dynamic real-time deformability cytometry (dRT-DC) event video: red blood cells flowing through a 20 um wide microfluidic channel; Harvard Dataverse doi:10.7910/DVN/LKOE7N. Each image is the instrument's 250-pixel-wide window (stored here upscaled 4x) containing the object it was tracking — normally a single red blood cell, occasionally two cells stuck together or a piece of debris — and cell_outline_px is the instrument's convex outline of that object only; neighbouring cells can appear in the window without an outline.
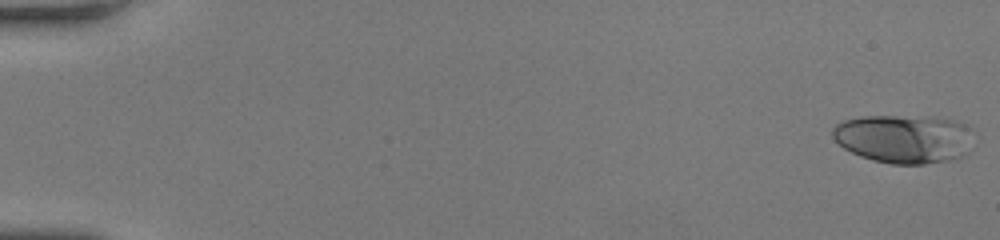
{"species": "human", "species_latin": "Homo sapiens", "temperature_condition": "room temperature", "stored_images_in_passage": 56, "camera_frame_rate_fps": 3000, "um_per_image_px": 0.085, "donor": {"sex": "female"}, "frame": {"image": 1, "passage_image": 1, "time_ms": 0.0, "image_size_px": [1000, 240], "cell_outline_px": [[972, 148], [964, 156], [948, 160], [924, 164], [892, 164], [872, 160], [860, 156], [844, 148], [832, 136], [832, 128], [836, 124], [844, 120], [860, 116], [896, 116], [952, 120], [964, 124], [972, 128]], "centroid_in_image_um": [76.85, 11.81], "position_along_channel_um": 8.2, "area_um2": 39.94}}
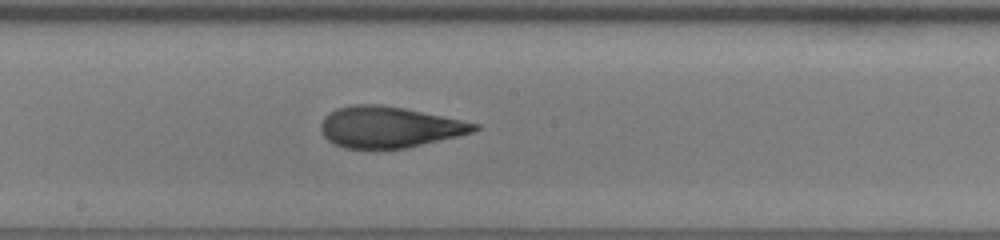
{"frame": {"image": 2, "passage_image": 32, "time_ms": 10.333, "image_size_px": [1000, 240], "cell_outline_px": [[480, 128], [472, 132], [408, 148], [344, 148], [328, 140], [324, 136], [320, 128], [320, 124], [324, 116], [336, 108], [352, 104], [380, 104], [404, 108], [480, 124]], "centroid_in_image_um": [33.05, 10.79], "position_along_channel_um": 215.2, "area_um2": 36.59}}
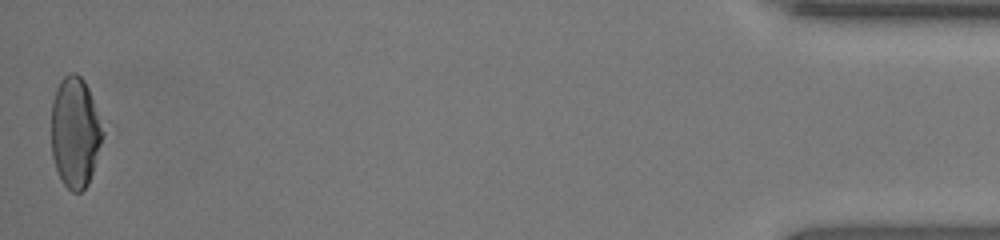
{"frame": {"image": 3, "passage_image": 56, "time_ms": 18.333, "image_size_px": [1000, 240], "cell_outline_px": [[108, 132], [88, 184], [80, 192], [72, 192], [60, 180], [52, 156], [52, 100], [56, 88], [60, 80], [68, 72], [76, 72], [84, 80], [88, 88]], "centroid_in_image_um": [6.44, 11.23], "position_along_channel_um": 428.8, "area_um2": 34.22}, "authors_computed_cell_mechanics": {"area_um2": 36.2117, "velocity_mm_per_s": 3.7689, "shape_relaxation_time_tau1_ms": null, "shape_relaxation_time_tau2_ms": 1.5428, "deformation_change_tau1": null, "deformation_change_tau2": 0.1013}}